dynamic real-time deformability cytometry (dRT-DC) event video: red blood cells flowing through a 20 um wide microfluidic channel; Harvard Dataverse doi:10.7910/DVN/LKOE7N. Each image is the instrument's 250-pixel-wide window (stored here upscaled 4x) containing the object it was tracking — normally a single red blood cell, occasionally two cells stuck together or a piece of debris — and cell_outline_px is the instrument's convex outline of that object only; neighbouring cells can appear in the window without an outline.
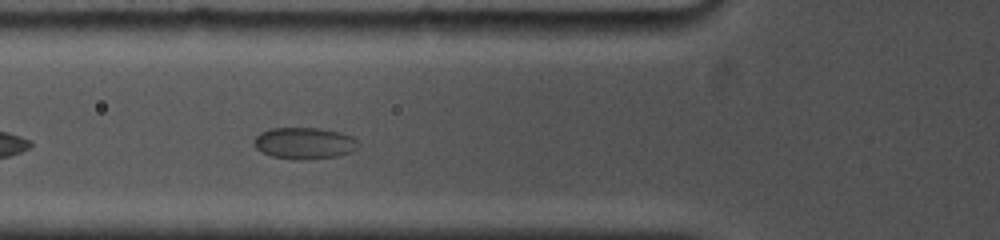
{"species": "common noctule bat (a hibernating species)", "species_latin": "Nyctalus noctula", "temperature_condition": "cold", "stored_images_in_passage": 60, "camera_frame_rate_fps": 5000, "um_per_image_px": 0.085, "animal": {"sex": "female", "body_mass_g": 19.0, "forearm_length_mm": 53.3}, "frame": {"image": 1, "passage_image": 18, "time_ms": 2.2, "image_size_px": [1000, 240], "cell_outline_px": [[356, 148], [348, 152], [336, 156], [304, 160], [296, 160], [272, 156], [256, 148], [252, 144], [252, 140], [260, 132], [272, 128], [320, 128], [340, 132], [352, 136], [356, 140]], "centroid_in_image_um": [25.81, 12.16], "position_along_channel_um": 100.0, "area_um2": 19.07}}
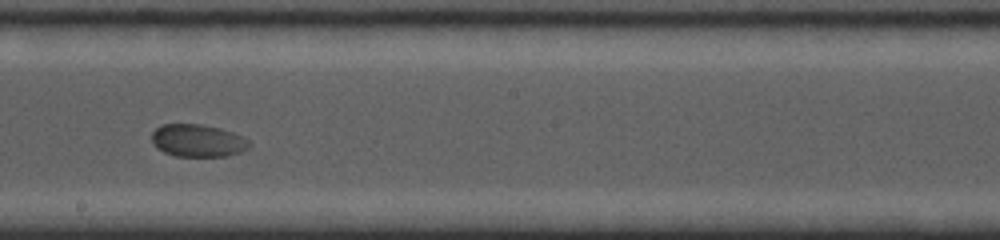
{"frame": {"image": 2, "passage_image": 37, "time_ms": 5.8, "image_size_px": [1000, 240], "cell_outline_px": [[252, 144], [248, 148], [240, 152], [228, 156], [176, 156], [164, 152], [156, 148], [152, 144], [152, 132], [160, 124], [200, 124], [220, 128], [244, 136]], "centroid_in_image_um": [16.81, 11.95], "position_along_channel_um": 231.4, "area_um2": 18.67}}
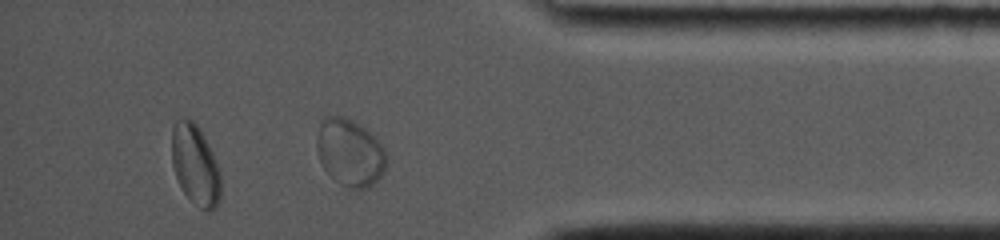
{"frame": {"image": 3, "passage_image": 56, "time_ms": 10.8, "image_size_px": [1000, 240], "cell_outline_px": [[220, 200], [216, 208], [208, 212], [200, 208], [184, 192], [176, 176], [172, 164], [172, 128], [176, 120], [192, 120], [200, 128], [208, 144], [220, 172]], "centroid_in_image_um": [16.61, 14.04], "position_along_channel_um": 418.6, "area_um2": 22.66}}